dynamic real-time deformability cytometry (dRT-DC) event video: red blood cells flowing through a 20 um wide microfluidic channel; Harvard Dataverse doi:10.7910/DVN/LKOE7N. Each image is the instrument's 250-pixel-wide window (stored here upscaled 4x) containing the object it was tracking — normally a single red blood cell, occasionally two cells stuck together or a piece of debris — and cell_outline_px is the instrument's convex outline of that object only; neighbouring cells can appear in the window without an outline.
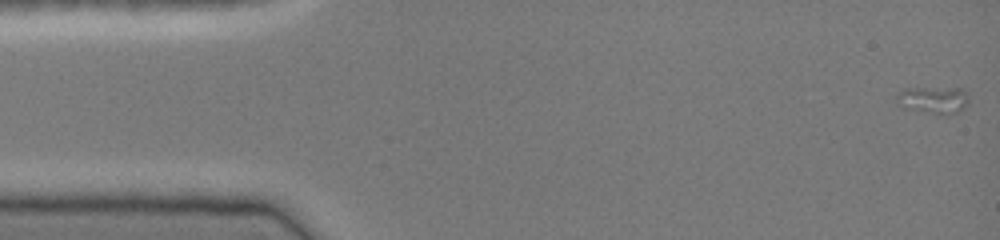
{"species": "common noctule bat (a hibernating species)", "species_latin": "Nyctalus noctula", "temperature_condition": "cold", "stored_images_in_passage": 20, "camera_frame_rate_fps": 3000, "um_per_image_px": 0.085, "animal": {"sex": "female", "body_mass_g": 19.0, "forearm_length_mm": 51.5}, "frame": {"image": 1, "passage_image": 1, "time_ms": 0.0, "image_size_px": [1000, 240], "cell_outline_px": [[968, 104], [964, 108], [956, 112], [932, 112], [904, 108], [896, 104], [896, 96], [904, 88], [960, 88], [968, 96]], "centroid_in_image_um": [79.29, 8.45], "position_along_channel_um": 5.7, "area_um2": 10.98}}